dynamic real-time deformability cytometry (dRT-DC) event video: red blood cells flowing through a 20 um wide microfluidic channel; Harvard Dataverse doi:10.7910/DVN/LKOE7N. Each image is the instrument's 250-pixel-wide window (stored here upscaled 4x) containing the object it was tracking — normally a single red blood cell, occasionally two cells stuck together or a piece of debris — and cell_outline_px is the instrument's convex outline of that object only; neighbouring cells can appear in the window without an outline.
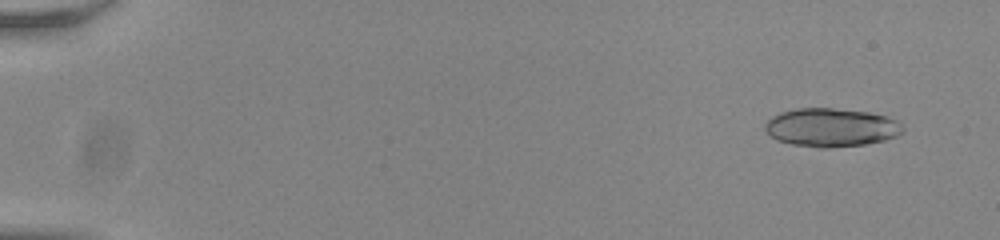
{"species": "common noctule bat (a hibernating species)", "species_latin": "Nyctalus noctula", "temperature_condition": "room temperature", "stored_images_in_passage": 55, "camera_frame_rate_fps": 3000, "um_per_image_px": 0.085, "animal": {"sex": "male", "body_mass_g": 20.0, "forearm_length_mm": 53.3}, "frame": {"image": 1, "passage_image": 4, "time_ms": 1.0, "image_size_px": [1000, 240], "cell_outline_px": [[904, 132], [896, 136], [884, 140], [864, 144], [832, 148], [820, 148], [792, 144], [776, 140], [764, 128], [764, 124], [772, 116], [780, 112], [796, 108], [832, 108], [868, 112], [888, 116], [896, 120], [904, 128]], "centroid_in_image_um": [70.65, 10.83], "position_along_channel_um": 14.4, "area_um2": 30.98}}
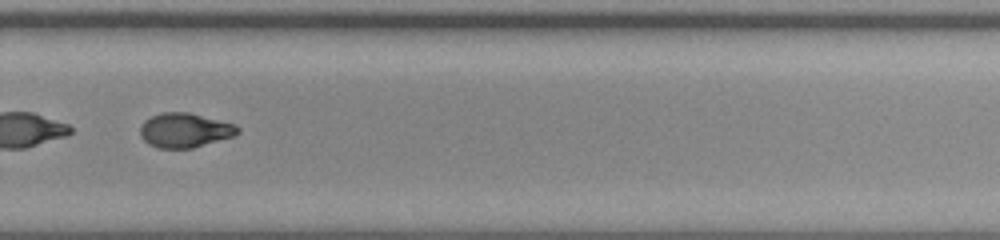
{"frame": {"image": 2, "passage_image": 40, "time_ms": 13.0, "image_size_px": [1000, 240], "cell_outline_px": [[240, 132], [232, 136], [192, 148], [160, 148], [148, 144], [140, 136], [140, 124], [144, 120], [160, 112], [188, 112], [236, 124], [240, 128]], "centroid_in_image_um": [15.68, 11.06], "position_along_channel_um": 314.1, "area_um2": 19.59}, "authors_computed_cell_mechanics": {"area_um2": 21.3282, "velocity_mm_per_s": 3.8133, "shape_relaxation_time_tau1_ms": 7.9886, "shape_relaxation_time_tau2_ms": 2.5792, "deformation_change_tau1": 0.2453, "deformation_change_tau2": 0.0661}}